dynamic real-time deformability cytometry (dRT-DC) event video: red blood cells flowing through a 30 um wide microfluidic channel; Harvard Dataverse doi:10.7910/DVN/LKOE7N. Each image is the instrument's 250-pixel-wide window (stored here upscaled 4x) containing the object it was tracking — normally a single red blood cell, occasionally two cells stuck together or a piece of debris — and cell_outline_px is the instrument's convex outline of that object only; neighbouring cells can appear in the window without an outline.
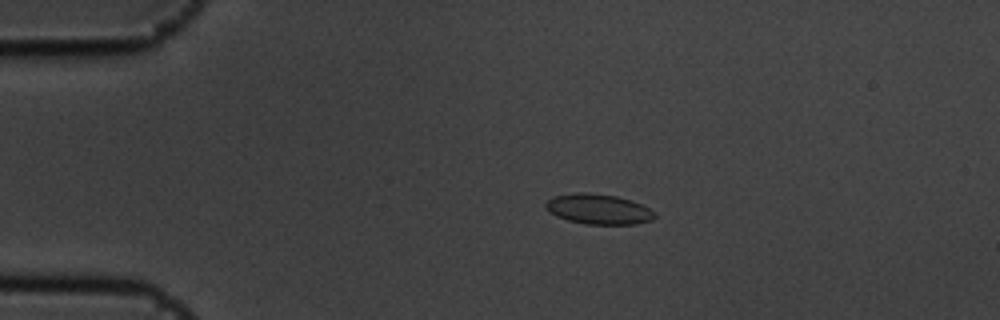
{"species": "common noctule bat (a hibernating species)", "species_latin": "Nyctalus noctula", "temperature_condition": "cold", "stored_images_in_passage": 5, "camera_frame_rate_fps": 3000, "um_per_image_px": 0.085, "animal": {"sex": "male", "body_mass_g": 19.5, "forearm_length_mm": 54.6}, "frame": {"image": 1, "passage_image": 4, "time_ms": 1.0, "image_size_px": [1000, 320], "cell_outline_px": [[656, 216], [652, 220], [636, 224], [584, 224], [568, 220], [556, 216], [544, 208], [544, 204], [552, 196], [576, 192], [588, 192], [616, 196], [632, 200], [656, 212]], "centroid_in_image_um": [50.85, 17.77], "position_along_channel_um": 34.1, "area_um2": 19.36}}